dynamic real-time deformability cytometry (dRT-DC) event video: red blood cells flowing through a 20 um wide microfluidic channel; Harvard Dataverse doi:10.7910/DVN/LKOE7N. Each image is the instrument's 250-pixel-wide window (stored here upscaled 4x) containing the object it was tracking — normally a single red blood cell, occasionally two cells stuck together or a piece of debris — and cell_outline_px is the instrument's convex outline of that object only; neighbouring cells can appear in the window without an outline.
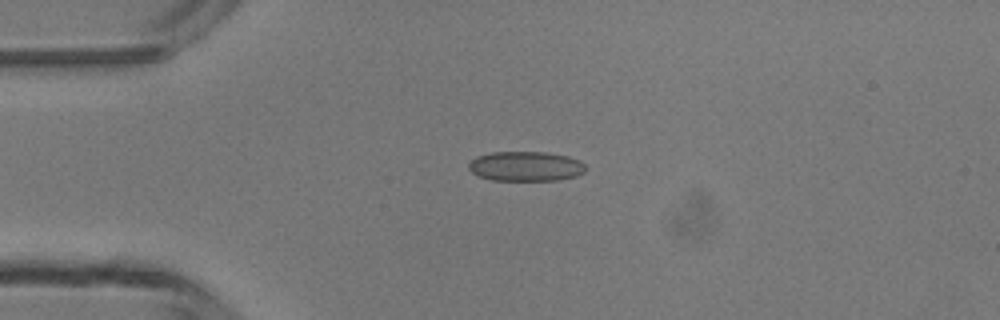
{"species": "common noctule bat (a hibernating species)", "species_latin": "Nyctalus noctula", "temperature_condition": "room temperature", "stored_images_in_passage": 6, "camera_frame_rate_fps": 3000, "um_per_image_px": 0.085, "animal": {"sex": "male", "body_mass_g": 13.3}, "frame": {"image": 1, "passage_image": 2, "time_ms": 3.0, "image_size_px": [1000, 320], "cell_outline_px": [[584, 172], [576, 176], [560, 180], [492, 180], [480, 176], [472, 172], [468, 168], [468, 164], [476, 156], [492, 152], [548, 152], [568, 156], [580, 160], [584, 164]], "centroid_in_image_um": [44.69, 14.13], "position_along_channel_um": 40.3, "area_um2": 20.29}}
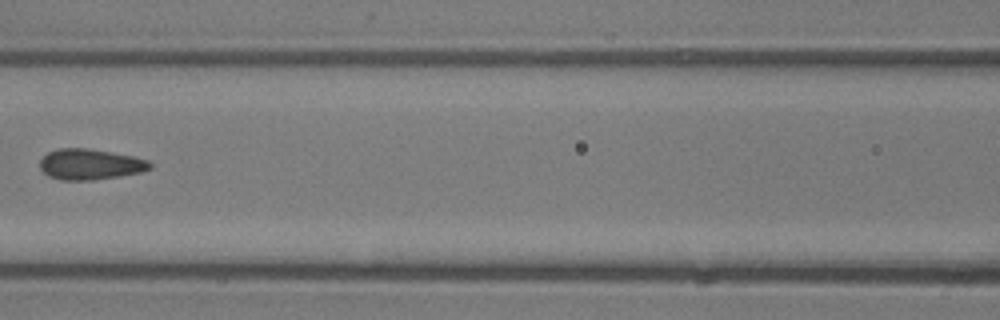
{"frame": {"image": 2, "passage_image": 5, "time_ms": 6.333, "image_size_px": [1000, 320], "cell_outline_px": [[152, 168], [140, 172], [120, 176], [92, 180], [60, 180], [48, 176], [40, 168], [40, 160], [48, 152], [56, 148], [88, 148], [132, 156], [148, 160], [152, 164]], "centroid_in_image_um": [7.65, 13.96], "position_along_channel_um": 159.0, "area_um2": 19.71}}
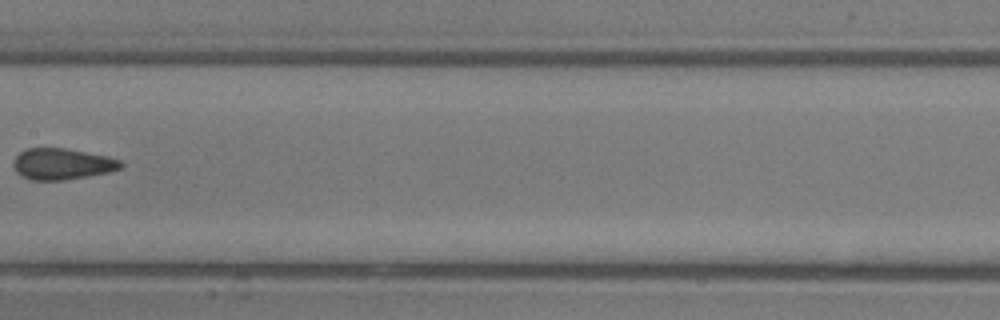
{"frame": {"image": 3, "passage_image": 6, "time_ms": 7.333, "image_size_px": [1000, 320], "cell_outline_px": [[124, 164], [120, 168], [108, 172], [64, 180], [32, 180], [20, 176], [16, 172], [12, 164], [16, 156], [24, 148], [64, 148], [108, 156], [120, 160]], "centroid_in_image_um": [5.24, 13.93], "position_along_channel_um": 202.2, "area_um2": 19.54}}